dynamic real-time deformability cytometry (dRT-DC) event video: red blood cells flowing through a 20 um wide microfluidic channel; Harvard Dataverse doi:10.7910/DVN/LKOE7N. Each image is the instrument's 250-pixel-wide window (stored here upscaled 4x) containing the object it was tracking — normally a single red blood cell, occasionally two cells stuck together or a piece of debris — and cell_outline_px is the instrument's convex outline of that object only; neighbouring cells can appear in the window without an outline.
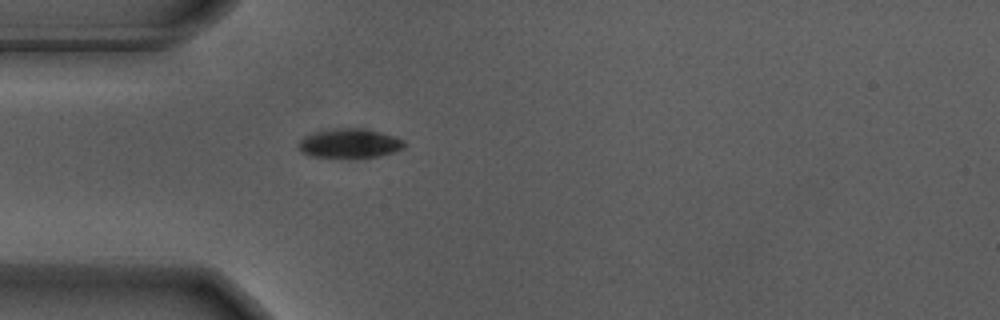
{"species": "Egyptian fruit bat (a non-hibernating species)", "species_latin": "Rousettus aegyptiacus", "temperature_condition": "warm", "stored_images_in_passage": 41, "camera_frame_rate_fps": 3000, "um_per_image_px": 0.085, "animal": {"sex": "male"}, "frame": {"image": 1, "passage_image": 1, "time_ms": 0.0, "image_size_px": [1000, 320], "cell_outline_px": [[404, 148], [380, 156], [356, 160], [348, 160], [312, 156], [300, 152], [296, 144], [304, 136], [316, 132], [340, 128], [364, 128], [396, 136], [404, 140]], "centroid_in_image_um": [29.7, 12.23], "position_along_channel_um": 55.3, "area_um2": 18.79}}
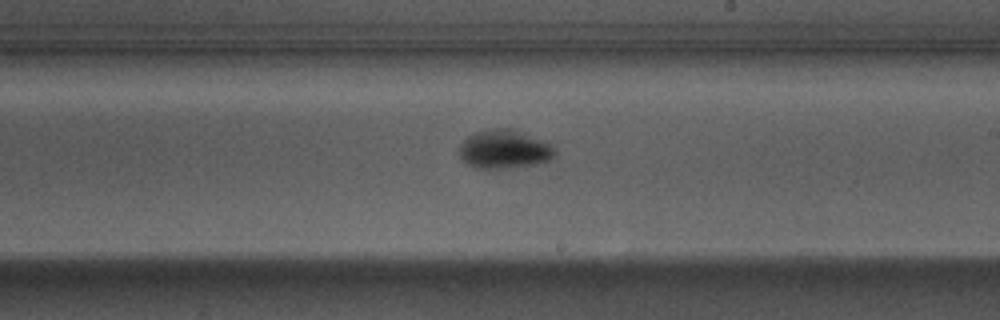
{"frame": {"image": 2, "passage_image": 17, "time_ms": 5.333, "image_size_px": [1000, 320], "cell_outline_px": [[556, 152], [548, 160], [536, 164], [508, 168], [476, 168], [468, 164], [460, 156], [460, 144], [468, 136], [476, 132], [488, 128], [512, 128], [548, 140]], "centroid_in_image_um": [42.89, 12.66], "position_along_channel_um": 246.1, "area_um2": 21.73}}
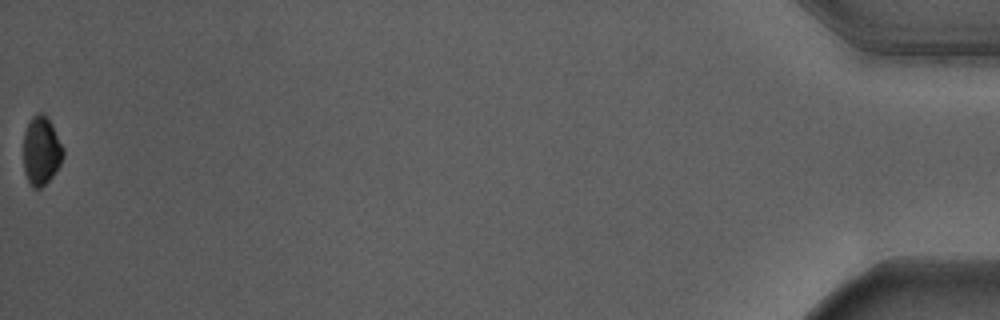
{"frame": {"image": 3, "passage_image": 41, "time_ms": 13.333, "image_size_px": [1000, 320], "cell_outline_px": [[64, 156], [60, 164], [52, 176], [40, 188], [32, 188], [24, 172], [24, 132], [32, 116], [40, 112], [44, 112], [52, 124], [64, 148]], "centroid_in_image_um": [3.52, 12.79], "position_along_channel_um": 431.7, "area_um2": 15.9}, "authors_computed_cell_mechanics": {"area_um2": 19.363, "velocity_mm_per_s": 3.6692, "shape_relaxation_time_tau1_ms": 2.0076, "shape_relaxation_time_tau2_ms": null, "deformation_change_tau1": 0.1198, "deformation_change_tau2": null}}